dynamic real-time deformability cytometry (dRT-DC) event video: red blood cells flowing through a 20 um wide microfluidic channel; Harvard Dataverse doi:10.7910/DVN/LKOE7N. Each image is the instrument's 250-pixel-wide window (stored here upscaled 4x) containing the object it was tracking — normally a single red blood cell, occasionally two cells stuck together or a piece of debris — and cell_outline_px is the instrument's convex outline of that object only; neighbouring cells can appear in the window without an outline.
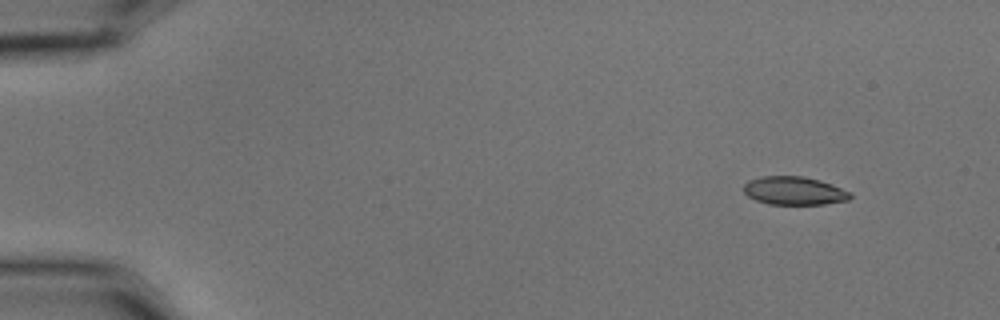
{"species": "common noctule bat (a hibernating species)", "species_latin": "Nyctalus noctula", "temperature_condition": "cold", "stored_images_in_passage": 4, "camera_frame_rate_fps": 3000, "um_per_image_px": 0.085, "animal": {"sex": "male", "body_mass_g": 15.6}, "frame": {"image": 1, "passage_image": 1, "time_ms": 0.0, "image_size_px": [1000, 320], "cell_outline_px": [[852, 196], [848, 200], [824, 204], [768, 204], [756, 200], [748, 196], [744, 192], [744, 184], [748, 180], [764, 176], [804, 176], [820, 180], [832, 184], [852, 192]], "centroid_in_image_um": [67.52, 16.21], "position_along_channel_um": 17.5, "area_um2": 17.63}}
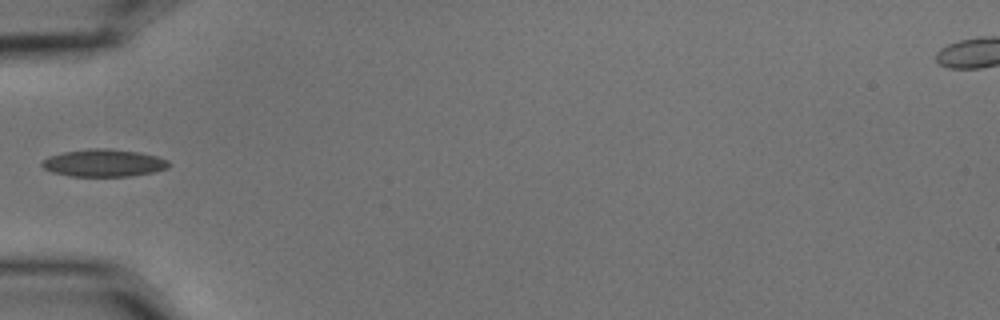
{"frame": {"image": 2, "passage_image": 4, "time_ms": 1.0, "image_size_px": [1000, 320], "cell_outline_px": [[168, 168], [152, 172], [132, 176], [68, 176], [52, 172], [44, 168], [40, 164], [40, 160], [48, 156], [64, 152], [88, 148], [108, 148], [140, 152], [156, 156], [168, 160]], "centroid_in_image_um": [8.77, 13.84], "position_along_channel_um": 76.2, "area_um2": 20.4}}